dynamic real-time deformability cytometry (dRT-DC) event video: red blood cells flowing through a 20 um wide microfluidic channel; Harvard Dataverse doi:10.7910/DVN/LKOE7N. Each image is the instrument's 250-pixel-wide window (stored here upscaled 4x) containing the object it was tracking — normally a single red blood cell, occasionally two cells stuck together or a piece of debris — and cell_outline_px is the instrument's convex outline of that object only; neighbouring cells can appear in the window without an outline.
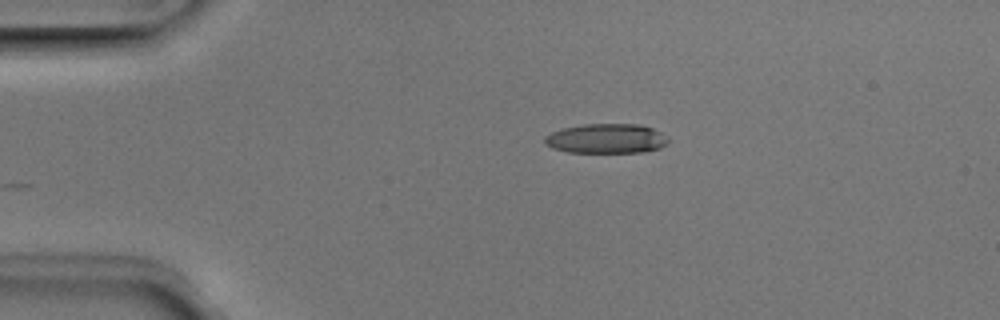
{"species": "Egyptian fruit bat (a non-hibernating species)", "species_latin": "Rousettus aegyptiacus", "temperature_condition": "room temperature", "stored_images_in_passage": 32, "camera_frame_rate_fps": 3000, "um_per_image_px": 0.085, "animal": {"sex": "male"}, "frame": {"image": 1, "passage_image": 1, "time_ms": 0.0, "image_size_px": [1000, 320], "cell_outline_px": [[668, 144], [660, 148], [644, 152], [568, 152], [552, 148], [544, 144], [544, 136], [552, 132], [564, 128], [584, 124], [640, 124], [652, 128], [668, 136]], "centroid_in_image_um": [51.55, 11.78], "position_along_channel_um": 33.4, "area_um2": 21.44}}
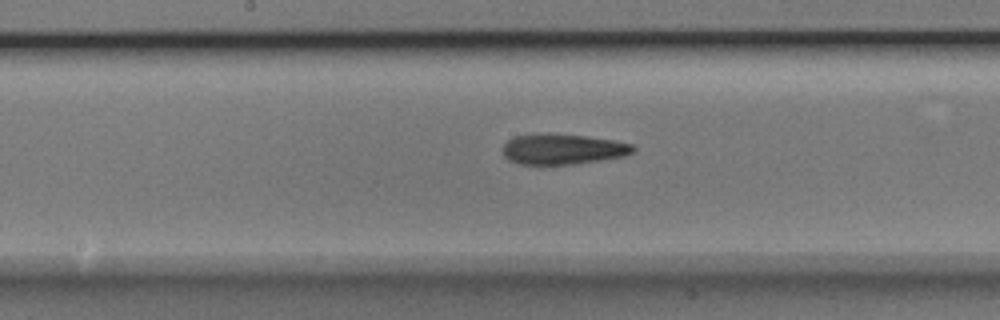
{"frame": {"image": 2, "passage_image": 17, "time_ms": 5.333, "image_size_px": [1000, 320], "cell_outline_px": [[636, 148], [632, 152], [624, 156], [576, 164], [520, 164], [508, 160], [504, 156], [504, 144], [512, 136], [584, 136], [612, 140], [632, 144]], "centroid_in_image_um": [47.86, 12.72], "position_along_channel_um": 200.3, "area_um2": 22.2}}
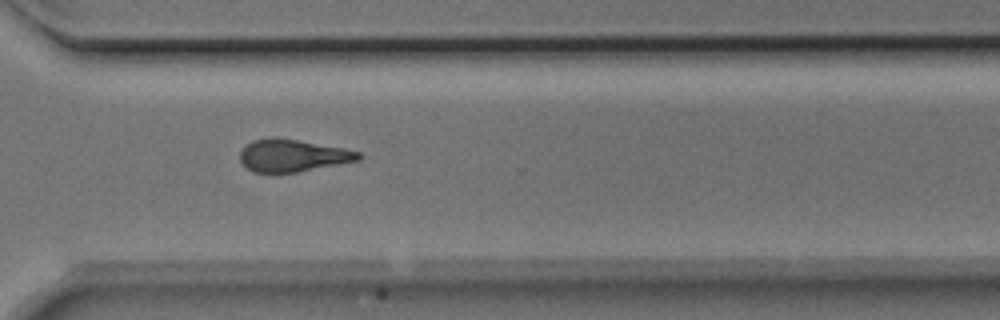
{"frame": {"image": 3, "passage_image": 28, "time_ms": 9.0, "image_size_px": [1000, 320], "cell_outline_px": [[360, 160], [296, 172], [252, 172], [240, 160], [240, 152], [252, 140], [268, 136], [276, 136], [344, 148], [360, 152]], "centroid_in_image_um": [24.86, 13.19], "position_along_channel_um": 345.7, "area_um2": 22.25}, "authors_computed_cell_mechanics": {"area_um2": 22.8599, "velocity_mm_per_s": 3.9769, "shape_relaxation_time_tau1_ms": 7.217, "shape_relaxation_time_tau2_ms": 3.5944, "deformation_change_tau1": 0.2057, "deformation_change_tau2": 0.1452}}